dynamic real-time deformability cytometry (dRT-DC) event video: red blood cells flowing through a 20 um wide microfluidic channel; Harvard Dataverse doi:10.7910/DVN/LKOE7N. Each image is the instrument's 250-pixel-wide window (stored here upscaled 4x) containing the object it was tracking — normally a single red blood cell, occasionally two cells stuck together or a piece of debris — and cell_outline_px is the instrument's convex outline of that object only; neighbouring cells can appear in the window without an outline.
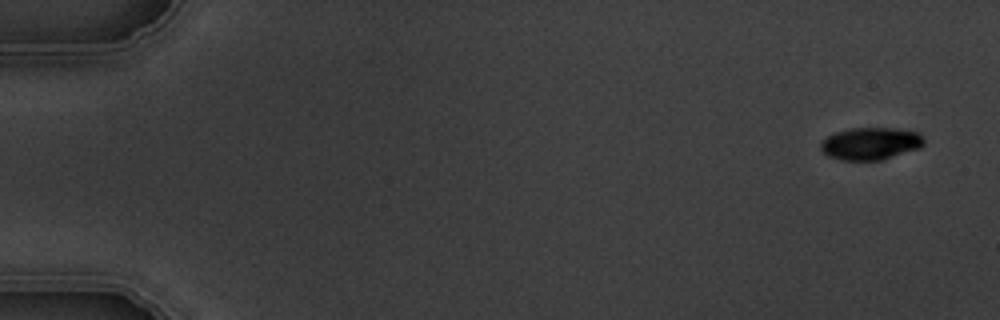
{"species": "common noctule bat (a hibernating species)", "species_latin": "Nyctalus noctula", "temperature_condition": "warm", "stored_images_in_passage": 6, "camera_frame_rate_fps": 3000, "um_per_image_px": 0.085, "animal": {"sex": "male", "body_mass_g": 19.5, "forearm_length_mm": 54.6}, "frame": {"image": 1, "passage_image": 1, "time_ms": 0.0, "image_size_px": [1000, 320], "cell_outline_px": [[924, 144], [920, 148], [880, 160], [844, 160], [828, 156], [820, 148], [820, 140], [836, 132], [852, 128], [896, 128], [920, 132], [924, 140]], "centroid_in_image_um": [74.01, 12.19], "position_along_channel_um": 11.0, "area_um2": 19.48}}
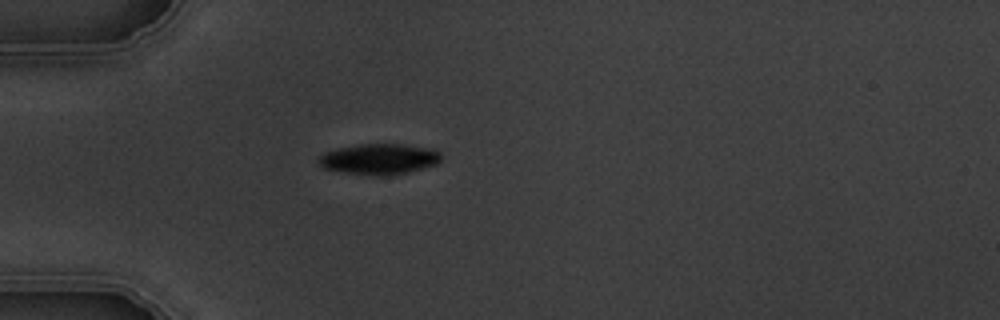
{"frame": {"image": 2, "passage_image": 5, "time_ms": 4.667, "image_size_px": [1000, 320], "cell_outline_px": [[440, 160], [436, 164], [408, 172], [388, 176], [376, 176], [344, 172], [324, 168], [316, 160], [324, 152], [340, 148], [360, 144], [400, 144], [424, 148], [440, 152]], "centroid_in_image_um": [32.19, 13.53], "position_along_channel_um": 52.8, "area_um2": 21.62}}